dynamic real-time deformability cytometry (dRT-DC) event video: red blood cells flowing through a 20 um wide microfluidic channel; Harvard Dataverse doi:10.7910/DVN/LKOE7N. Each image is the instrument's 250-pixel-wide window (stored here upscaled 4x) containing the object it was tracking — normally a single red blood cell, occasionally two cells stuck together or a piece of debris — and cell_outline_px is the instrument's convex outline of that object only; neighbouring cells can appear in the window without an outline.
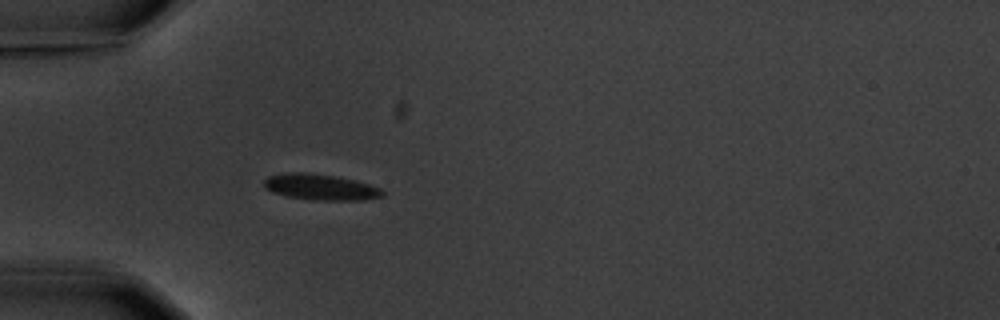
{"species": "common noctule bat (a hibernating species)", "species_latin": "Nyctalus noctula", "temperature_condition": "warm", "stored_images_in_passage": 6, "camera_frame_rate_fps": 3000, "um_per_image_px": 0.085, "animal": {"sex": "male", "body_mass_g": 20.1, "forearm_length_mm": 53.5}, "frame": {"image": 1, "passage_image": 6, "time_ms": 6.0, "image_size_px": [1000, 320], "cell_outline_px": [[384, 196], [364, 200], [312, 200], [284, 196], [272, 192], [264, 188], [264, 180], [268, 176], [288, 172], [304, 172], [332, 176], [356, 180], [380, 188], [384, 192]], "centroid_in_image_um": [27.22, 15.91], "position_along_channel_um": 57.8, "area_um2": 17.98}}